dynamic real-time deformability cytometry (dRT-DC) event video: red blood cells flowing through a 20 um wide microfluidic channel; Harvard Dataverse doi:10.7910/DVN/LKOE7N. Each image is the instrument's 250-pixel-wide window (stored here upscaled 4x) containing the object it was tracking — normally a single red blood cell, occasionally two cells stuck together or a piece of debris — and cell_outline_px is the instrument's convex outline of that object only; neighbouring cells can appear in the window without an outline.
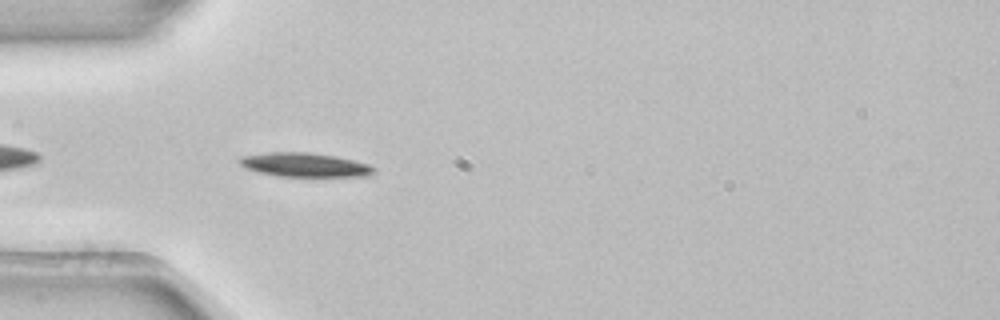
{"species": "common noctule bat (a hibernating species)", "species_latin": "Nyctalus noctula", "temperature_condition": "room temperature", "stored_images_in_passage": 40, "camera_frame_rate_fps": 3000, "um_per_image_px": 0.085, "animal": {"sex": "female", "body_mass_g": 22.7, "forearm_length_mm": 54.2}, "frame": {"image": 1, "passage_image": 3, "time_ms": 0.667, "image_size_px": [1000, 320], "cell_outline_px": [[376, 172], [368, 176], [280, 176], [260, 172], [244, 168], [236, 160], [240, 156], [268, 152], [308, 152], [336, 156], [368, 164], [376, 168]], "centroid_in_image_um": [25.88, 14.0], "position_along_channel_um": 59.1, "area_um2": 18.84}}
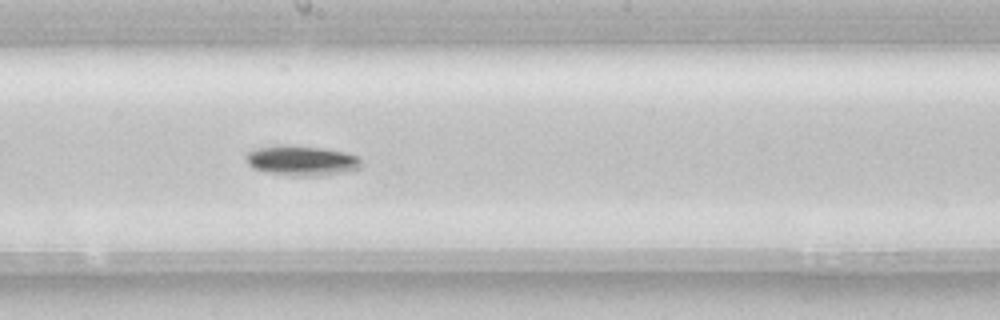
{"frame": {"image": 2, "passage_image": 16, "time_ms": 5.0, "image_size_px": [1000, 320], "cell_outline_px": [[360, 168], [344, 172], [320, 176], [292, 176], [264, 172], [252, 168], [248, 164], [244, 156], [248, 152], [256, 148], [284, 144], [288, 144], [320, 148], [344, 152], [356, 156], [360, 160]], "centroid_in_image_um": [25.57, 13.66], "position_along_channel_um": 222.6, "area_um2": 20.29}}
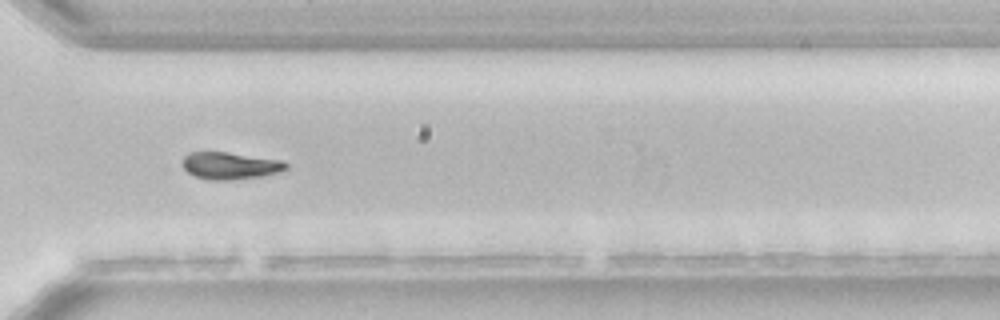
{"frame": {"image": 3, "passage_image": 26, "time_ms": 8.333, "image_size_px": [1000, 320], "cell_outline_px": [[288, 168], [280, 172], [260, 176], [232, 180], [208, 180], [196, 176], [188, 172], [180, 164], [180, 160], [188, 152], [228, 152], [284, 160], [288, 164]], "centroid_in_image_um": [19.55, 14.07], "position_along_channel_um": 351.0, "area_um2": 16.65}, "authors_computed_cell_mechanics": {"area_um2": 17.9758, "velocity_mm_per_s": 3.8683, "shape_relaxation_time_tau1_ms": 2.3145, "shape_relaxation_time_tau2_ms": null, "deformation_change_tau1": 0.1055, "deformation_change_tau2": null}}